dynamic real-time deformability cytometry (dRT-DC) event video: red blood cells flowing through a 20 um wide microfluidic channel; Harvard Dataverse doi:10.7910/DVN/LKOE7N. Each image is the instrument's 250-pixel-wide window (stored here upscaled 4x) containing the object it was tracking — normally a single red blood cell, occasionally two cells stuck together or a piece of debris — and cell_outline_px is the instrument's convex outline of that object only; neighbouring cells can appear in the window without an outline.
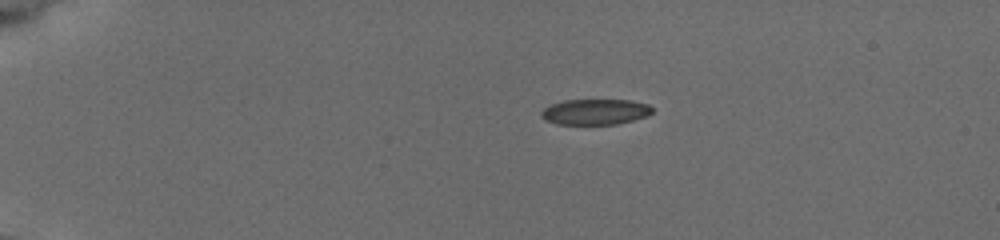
{"species": "common noctule bat (a hibernating species)", "species_latin": "Nyctalus noctula", "temperature_condition": "cold", "stored_images_in_passage": 45, "camera_frame_rate_fps": 3000, "um_per_image_px": 0.085, "animal": {"sex": "female", "body_mass_g": 19.5, "forearm_length_mm": 54.1}, "frame": {"image": 1, "passage_image": 1, "time_ms": 0.0, "image_size_px": [1000, 240], "cell_outline_px": [[652, 112], [648, 116], [616, 124], [556, 124], [544, 120], [540, 116], [540, 112], [544, 108], [552, 104], [564, 100], [628, 100], [648, 104], [652, 108]], "centroid_in_image_um": [50.56, 9.51], "position_along_channel_um": 34.4, "area_um2": 16.59}}
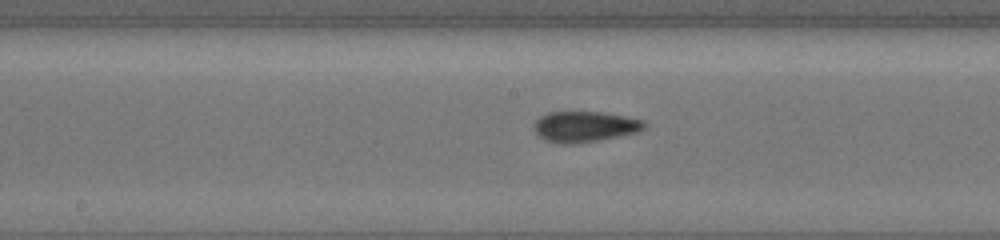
{"frame": {"image": 2, "passage_image": 20, "time_ms": 6.333, "image_size_px": [1000, 240], "cell_outline_px": [[648, 124], [644, 128], [636, 132], [600, 140], [572, 144], [560, 144], [544, 140], [536, 136], [532, 128], [532, 124], [540, 116], [548, 112], [600, 112], [624, 116], [644, 120]], "centroid_in_image_um": [49.63, 10.77], "position_along_channel_um": 198.6, "area_um2": 20.0}}
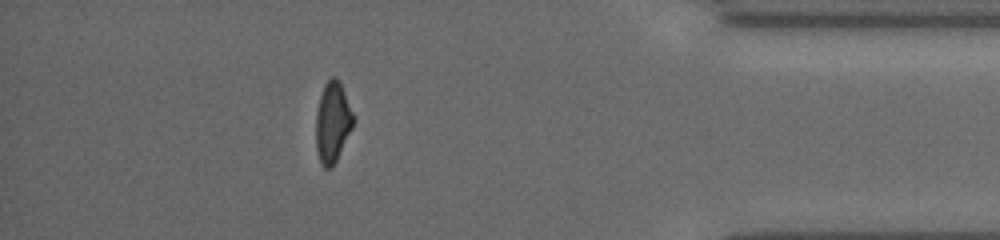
{"frame": {"image": 3, "passage_image": 39, "time_ms": 12.667, "image_size_px": [1000, 240], "cell_outline_px": [[356, 120], [332, 168], [324, 168], [320, 160], [316, 148], [316, 112], [320, 96], [324, 84], [332, 76], [336, 76], [356, 116]], "centroid_in_image_um": [28.29, 10.37], "position_along_channel_um": 406.9, "area_um2": 17.57}, "authors_computed_cell_mechanics": {"area_um2": 18.6694, "velocity_mm_per_s": 3.7853, "shape_relaxation_time_tau1_ms": null, "shape_relaxation_time_tau2_ms": 2.2849, "deformation_change_tau1": null, "deformation_change_tau2": 0.0788}}